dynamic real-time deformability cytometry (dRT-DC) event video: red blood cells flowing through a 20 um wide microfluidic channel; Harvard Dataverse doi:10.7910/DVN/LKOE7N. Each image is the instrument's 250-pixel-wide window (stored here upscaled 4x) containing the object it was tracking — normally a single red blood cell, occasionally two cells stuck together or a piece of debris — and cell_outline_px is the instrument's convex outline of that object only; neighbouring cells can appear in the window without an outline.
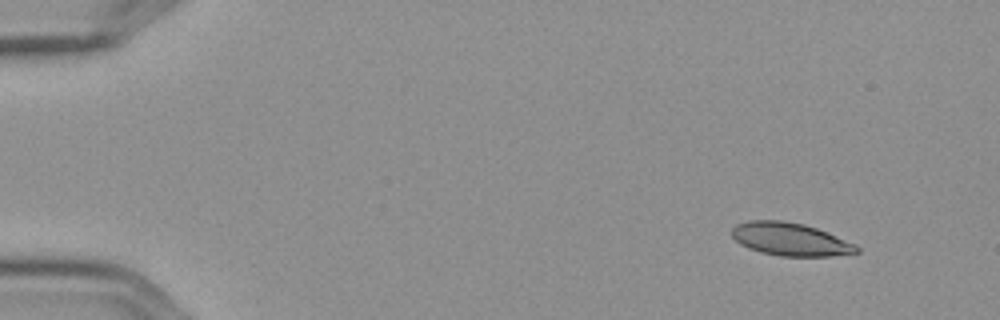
{"species": "Egyptian fruit bat (a non-hibernating species)", "species_latin": "Rousettus aegyptiacus", "temperature_condition": "cold", "stored_images_in_passage": 9, "camera_frame_rate_fps": 3000, "um_per_image_px": 0.085, "frame": {"image": 1, "passage_image": 2, "time_ms": 0.333, "image_size_px": [1000, 320], "cell_outline_px": [[860, 252], [832, 256], [780, 256], [760, 252], [748, 248], [740, 244], [732, 236], [732, 228], [736, 224], [748, 220], [784, 220], [804, 224], [816, 228], [856, 244], [860, 248]], "centroid_in_image_um": [67.17, 20.33], "position_along_channel_um": 17.8, "area_um2": 24.04}}
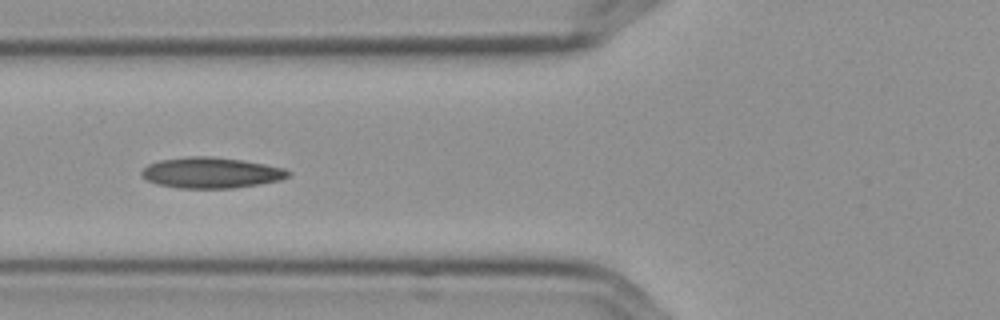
{"frame": {"image": 2, "passage_image": 7, "time_ms": 2.0, "image_size_px": [1000, 320], "cell_outline_px": [[292, 172], [288, 176], [280, 180], [232, 188], [180, 188], [156, 184], [140, 176], [140, 172], [148, 164], [160, 160], [188, 156], [212, 156], [244, 160], [284, 168]], "centroid_in_image_um": [17.92, 14.67], "position_along_channel_um": 107.9, "area_um2": 26.3}}
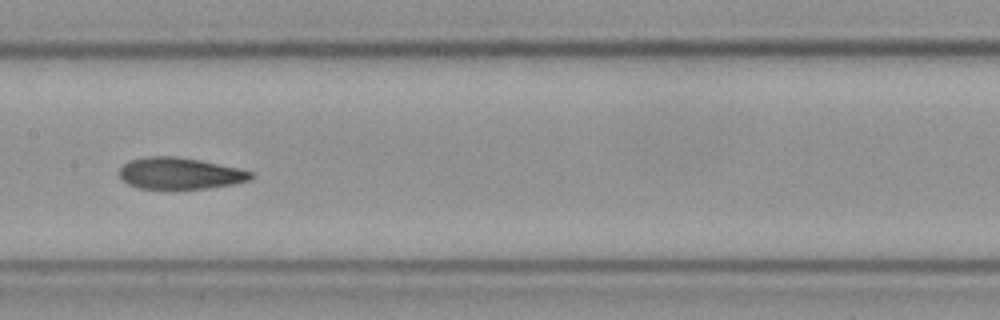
{"frame": {"image": 3, "passage_image": 9, "time_ms": 2.667, "image_size_px": [1000, 320], "cell_outline_px": [[252, 180], [232, 184], [176, 192], [168, 192], [136, 188], [128, 184], [120, 176], [120, 168], [124, 164], [132, 160], [148, 156], [180, 156], [200, 160], [236, 168], [252, 172]], "centroid_in_image_um": [15.25, 14.79], "position_along_channel_um": 192.2, "area_um2": 24.91}}